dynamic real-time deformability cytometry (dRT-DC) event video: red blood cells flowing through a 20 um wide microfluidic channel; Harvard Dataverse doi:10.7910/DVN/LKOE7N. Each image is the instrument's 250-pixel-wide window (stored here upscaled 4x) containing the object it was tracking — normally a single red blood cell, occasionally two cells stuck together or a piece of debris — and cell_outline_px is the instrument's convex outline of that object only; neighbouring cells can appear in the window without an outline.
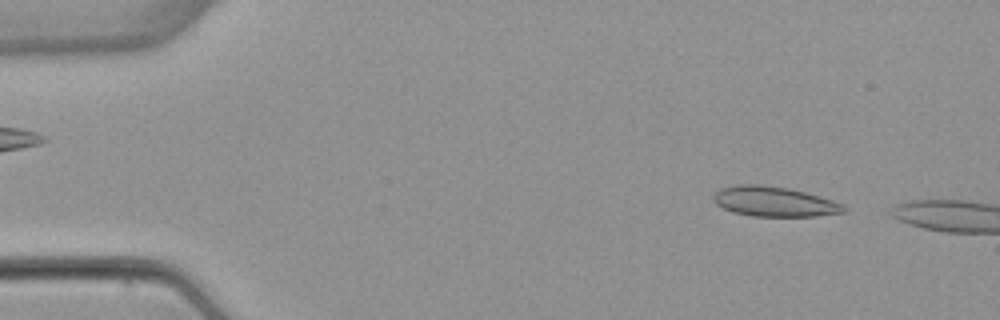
{"species": "common noctule bat (a hibernating species)", "species_latin": "Nyctalus noctula", "temperature_condition": "warm", "stored_images_in_passage": 9, "camera_frame_rate_fps": 3000, "um_per_image_px": 0.085, "animal": {"sex": "female", "body_mass_g": 22.7, "forearm_length_mm": 54.2}, "frame": {"image": 1, "passage_image": 3, "time_ms": 0.667, "image_size_px": [1000, 320], "cell_outline_px": [[848, 212], [816, 216], [752, 216], [732, 212], [716, 204], [712, 200], [712, 196], [720, 188], [740, 184], [760, 184], [788, 188], [820, 196], [844, 204], [848, 208]], "centroid_in_image_um": [65.83, 17.14], "position_along_channel_um": 19.2, "area_um2": 22.95}}